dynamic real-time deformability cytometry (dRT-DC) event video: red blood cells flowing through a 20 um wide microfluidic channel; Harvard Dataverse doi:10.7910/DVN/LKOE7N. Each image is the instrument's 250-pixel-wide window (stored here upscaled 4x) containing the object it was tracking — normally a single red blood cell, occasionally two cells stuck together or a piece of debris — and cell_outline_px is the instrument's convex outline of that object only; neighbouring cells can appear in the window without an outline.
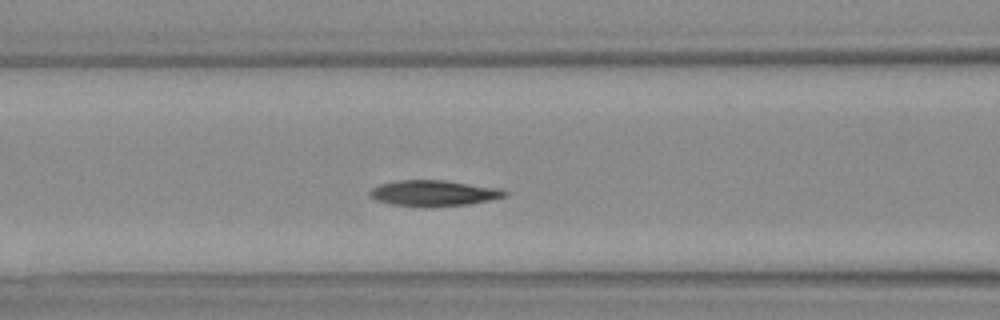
{"species": "Egyptian fruit bat (a non-hibernating species)", "species_latin": "Rousettus aegyptiacus", "temperature_condition": "warm", "stored_images_in_passage": 32, "camera_frame_rate_fps": 3000, "um_per_image_px": 0.085, "animal": {"sex": "female"}, "frame": {"image": 1, "passage_image": 10, "time_ms": 3.0, "image_size_px": [1000, 320], "cell_outline_px": [[508, 196], [468, 204], [392, 204], [376, 200], [368, 196], [368, 192], [372, 188], [380, 184], [396, 180], [444, 180], [500, 188], [508, 192]], "centroid_in_image_um": [36.86, 16.37], "position_along_channel_um": 129.7, "area_um2": 19.48}}